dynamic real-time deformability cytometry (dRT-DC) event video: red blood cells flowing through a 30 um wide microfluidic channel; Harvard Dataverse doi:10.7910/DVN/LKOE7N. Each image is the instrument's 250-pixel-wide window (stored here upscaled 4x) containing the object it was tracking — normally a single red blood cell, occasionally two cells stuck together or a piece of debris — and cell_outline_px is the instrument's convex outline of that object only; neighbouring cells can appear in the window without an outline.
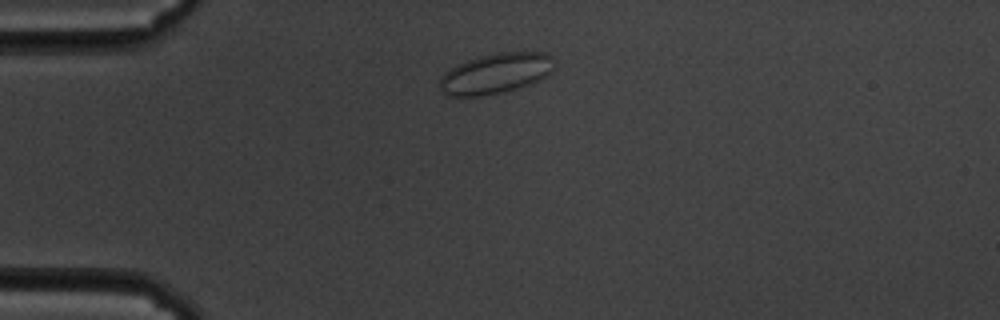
{"species": "common noctule bat (a hibernating species)", "species_latin": "Nyctalus noctula", "temperature_condition": "cold", "stored_images_in_passage": 38, "camera_frame_rate_fps": 3000, "um_per_image_px": 0.085, "animal": {"sex": "male", "body_mass_g": 19.5, "forearm_length_mm": 54.6}, "frame": {"image": 1, "passage_image": 1, "time_ms": 0.0, "image_size_px": [1000, 320], "cell_outline_px": [[552, 72], [528, 84], [516, 88], [500, 92], [480, 96], [448, 96], [440, 92], [440, 76], [444, 72], [456, 64], [480, 56], [496, 52], [544, 52], [552, 56]], "centroid_in_image_um": [42.07, 6.23], "position_along_channel_um": 42.9, "area_um2": 26.76}}
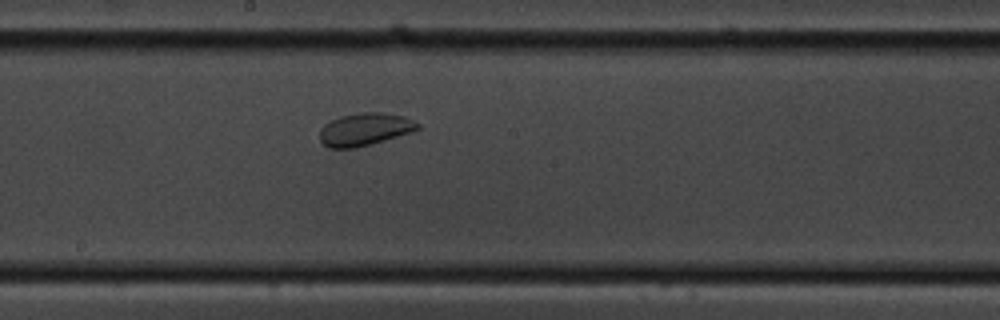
{"frame": {"image": 2, "passage_image": 19, "time_ms": 6.0, "image_size_px": [1000, 320], "cell_outline_px": [[420, 128], [412, 132], [356, 148], [328, 148], [320, 140], [320, 128], [328, 120], [340, 116], [360, 112], [384, 112], [404, 116], [420, 124]], "centroid_in_image_um": [30.99, 10.98], "position_along_channel_um": 217.2, "area_um2": 18.79}}
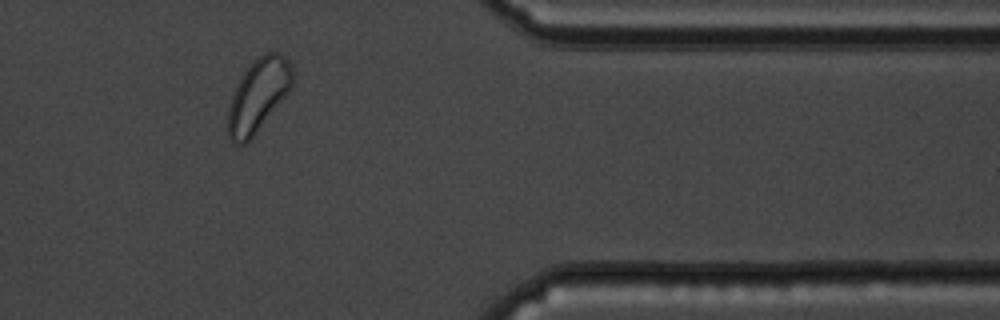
{"frame": {"image": 3, "passage_image": 36, "time_ms": 11.667, "image_size_px": [1000, 320], "cell_outline_px": [[292, 88], [252, 136], [244, 144], [236, 144], [228, 140], [228, 108], [232, 96], [244, 72], [264, 52], [280, 52], [292, 64]], "centroid_in_image_um": [21.95, 8.09], "position_along_channel_um": 389.4, "area_um2": 26.76}}